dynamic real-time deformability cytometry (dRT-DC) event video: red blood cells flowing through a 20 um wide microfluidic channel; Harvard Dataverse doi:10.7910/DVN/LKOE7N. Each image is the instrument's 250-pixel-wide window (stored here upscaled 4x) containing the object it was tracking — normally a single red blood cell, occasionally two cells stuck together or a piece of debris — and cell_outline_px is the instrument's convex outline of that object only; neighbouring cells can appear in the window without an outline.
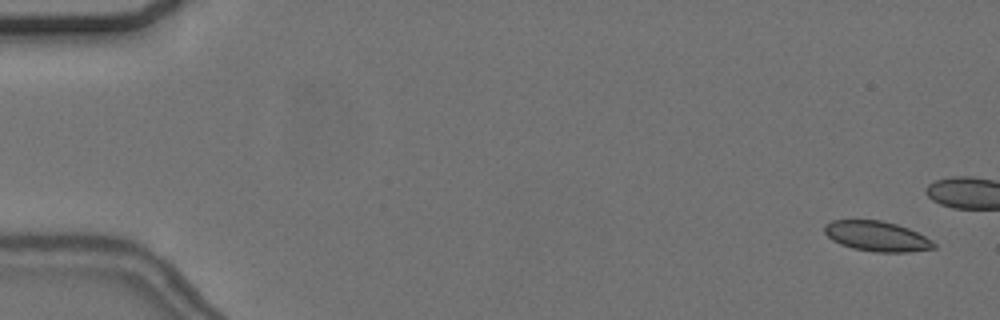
{"species": "common noctule bat (a hibernating species)", "species_latin": "Nyctalus noctula", "temperature_condition": "cold", "stored_images_in_passage": 18, "camera_frame_rate_fps": 3000, "um_per_image_px": 0.085, "animal": {"sex": "female", "body_mass_g": 24.6, "forearm_length_mm": 56.2}, "frame": {"image": 1, "passage_image": 3, "time_ms": 0.667, "image_size_px": [1000, 320], "cell_outline_px": [[936, 248], [908, 252], [876, 252], [852, 248], [840, 244], [832, 240], [824, 232], [824, 224], [832, 220], [880, 220], [896, 224], [908, 228], [932, 240], [936, 244]], "centroid_in_image_um": [74.52, 20.08], "position_along_channel_um": 10.5, "area_um2": 19.19}}